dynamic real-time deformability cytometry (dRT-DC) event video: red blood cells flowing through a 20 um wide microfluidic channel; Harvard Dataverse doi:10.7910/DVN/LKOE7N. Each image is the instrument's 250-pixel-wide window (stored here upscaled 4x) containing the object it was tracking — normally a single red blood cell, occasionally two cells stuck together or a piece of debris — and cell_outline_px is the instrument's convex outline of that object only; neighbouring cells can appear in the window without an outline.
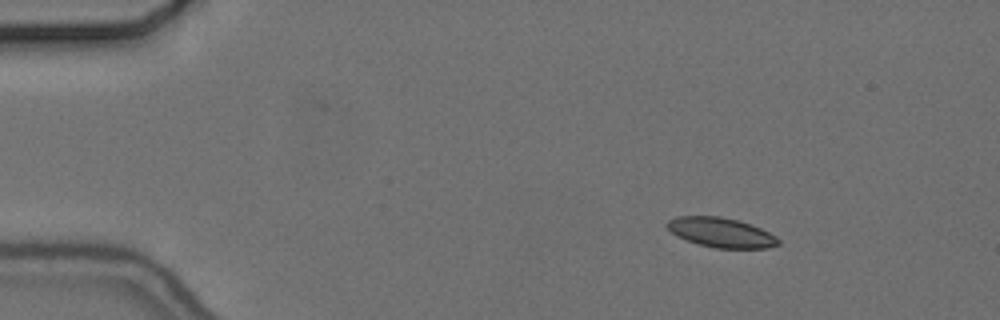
{"species": "common noctule bat (a hibernating species)", "species_latin": "Nyctalus noctula", "temperature_condition": "cold", "stored_images_in_passage": 13, "camera_frame_rate_fps": 3000, "um_per_image_px": 0.085, "animal": {"sex": "female", "body_mass_g": 24.6, "forearm_length_mm": 56.2}, "frame": {"image": 1, "passage_image": 1, "time_ms": 0.0, "image_size_px": [1000, 320], "cell_outline_px": [[780, 244], [768, 248], [716, 248], [700, 244], [676, 236], [664, 224], [668, 220], [676, 216], [720, 216], [736, 220], [760, 228], [776, 236], [780, 240]], "centroid_in_image_um": [61.28, 19.76], "position_along_channel_um": 23.7, "area_um2": 19.07}}
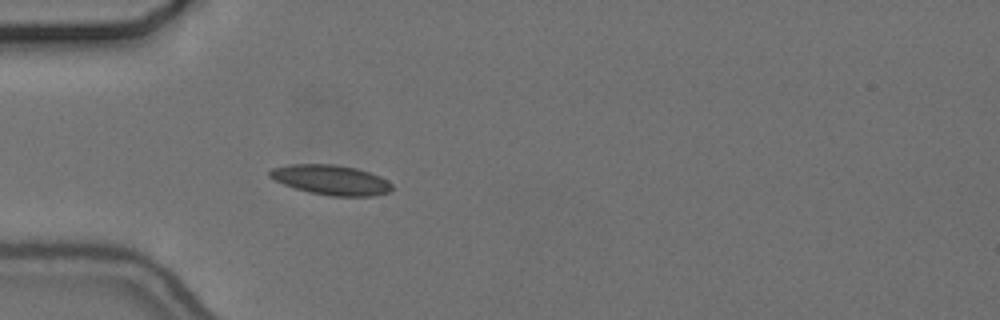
{"frame": {"image": 2, "passage_image": 10, "time_ms": 3.0, "image_size_px": [1000, 320], "cell_outline_px": [[392, 188], [388, 192], [372, 196], [332, 196], [308, 192], [284, 184], [268, 176], [268, 172], [272, 168], [292, 164], [332, 164], [356, 168], [380, 176], [388, 180], [392, 184]], "centroid_in_image_um": [28.14, 15.29], "position_along_channel_um": 56.9, "area_um2": 21.15}}